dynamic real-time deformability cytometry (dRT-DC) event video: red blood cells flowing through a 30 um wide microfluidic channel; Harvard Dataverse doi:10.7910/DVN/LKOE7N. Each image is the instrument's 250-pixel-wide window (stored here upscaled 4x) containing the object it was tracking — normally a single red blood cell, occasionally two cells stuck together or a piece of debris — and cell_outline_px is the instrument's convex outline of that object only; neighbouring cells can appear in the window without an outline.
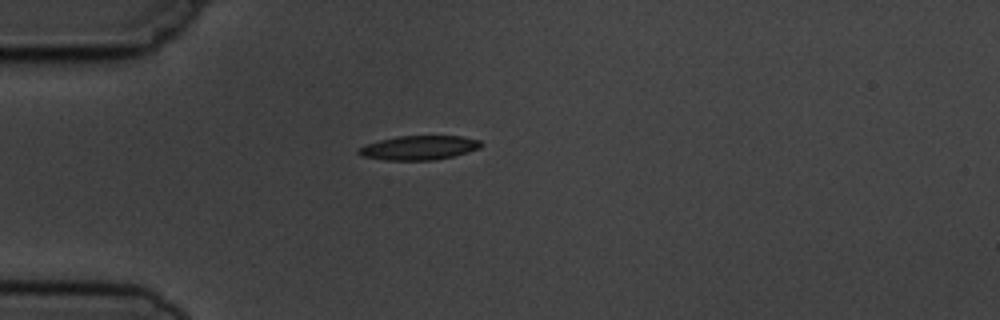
{"species": "common noctule bat (a hibernating species)", "species_latin": "Nyctalus noctula", "temperature_condition": "cold", "stored_images_in_passage": 5, "camera_frame_rate_fps": 3000, "um_per_image_px": 0.085, "animal": {"sex": "male", "body_mass_g": 19.5, "forearm_length_mm": 54.6}, "frame": {"image": 1, "passage_image": 1, "time_ms": 0.0, "image_size_px": [1000, 320], "cell_outline_px": [[484, 144], [480, 148], [468, 152], [452, 156], [432, 160], [388, 160], [360, 156], [356, 152], [364, 144], [396, 136], [460, 136], [480, 140]], "centroid_in_image_um": [35.61, 12.55], "position_along_channel_um": 49.4, "area_um2": 17.28}}
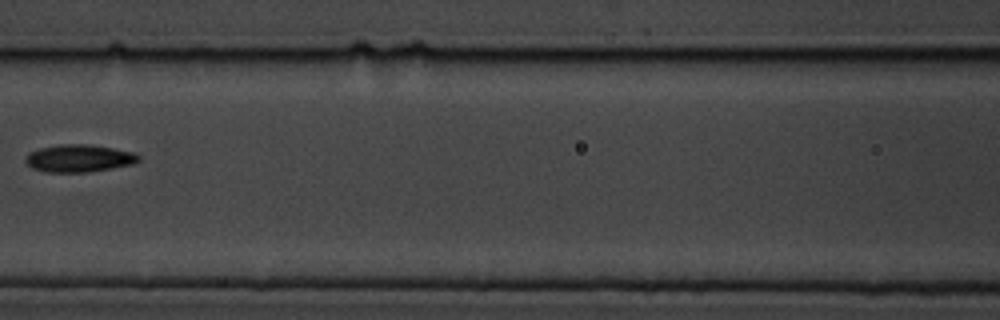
{"frame": {"image": 2, "passage_image": 4, "time_ms": 3.333, "image_size_px": [1000, 320], "cell_outline_px": [[140, 160], [132, 164], [112, 168], [88, 172], [44, 172], [32, 168], [24, 160], [24, 156], [28, 152], [40, 148], [60, 144], [88, 144], [112, 148], [132, 152], [140, 156]], "centroid_in_image_um": [6.67, 13.45], "position_along_channel_um": 159.9, "area_um2": 18.15}}
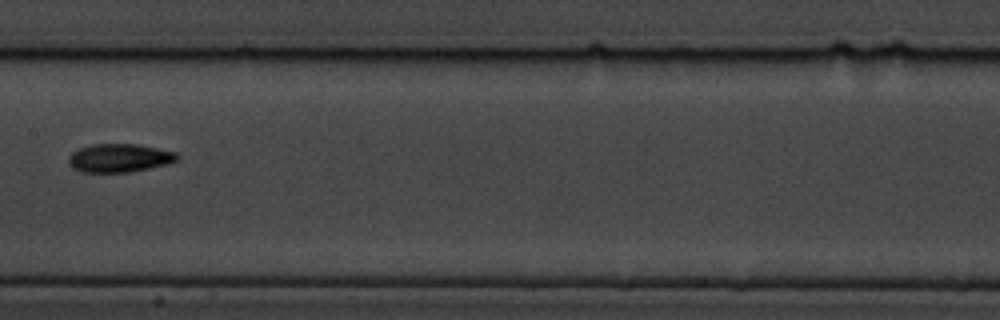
{"frame": {"image": 3, "passage_image": 5, "time_ms": 4.333, "image_size_px": [1000, 320], "cell_outline_px": [[180, 160], [168, 164], [128, 172], [80, 172], [72, 168], [68, 160], [68, 156], [72, 152], [80, 148], [92, 144], [136, 144], [176, 152], [180, 156]], "centroid_in_image_um": [10.15, 13.43], "position_along_channel_um": 197.2, "area_um2": 18.03}}